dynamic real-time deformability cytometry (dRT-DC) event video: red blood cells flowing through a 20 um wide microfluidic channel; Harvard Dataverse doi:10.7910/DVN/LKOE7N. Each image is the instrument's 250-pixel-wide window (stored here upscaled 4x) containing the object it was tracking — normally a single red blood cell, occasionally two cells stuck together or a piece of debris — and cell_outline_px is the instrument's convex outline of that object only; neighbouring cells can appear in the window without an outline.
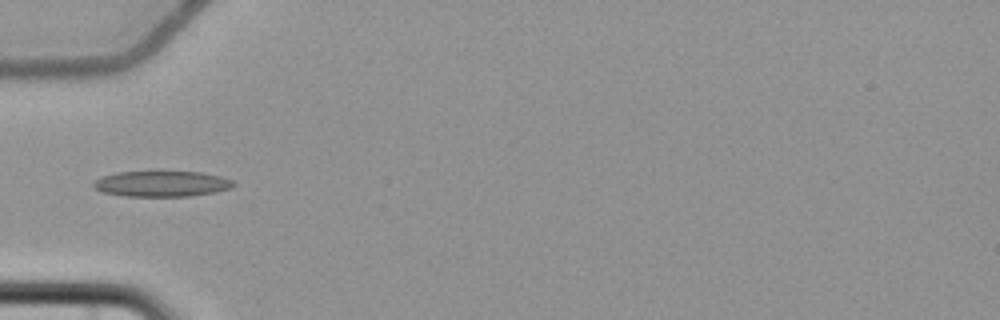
{"species": "common noctule bat (a hibernating species)", "species_latin": "Nyctalus noctula", "temperature_condition": "cold", "stored_images_in_passage": 7, "camera_frame_rate_fps": 3000, "um_per_image_px": 0.085, "animal": {"sex": "female", "body_mass_g": 22.7, "forearm_length_mm": 54.2}, "frame": {"image": 1, "passage_image": 6, "time_ms": 6.667, "image_size_px": [1000, 320], "cell_outline_px": [[236, 184], [232, 188], [216, 192], [192, 196], [124, 196], [104, 192], [96, 188], [92, 184], [96, 180], [104, 176], [116, 172], [200, 172], [220, 176], [232, 180]], "centroid_in_image_um": [13.8, 15.63], "position_along_channel_um": 71.2, "area_um2": 20.81}}
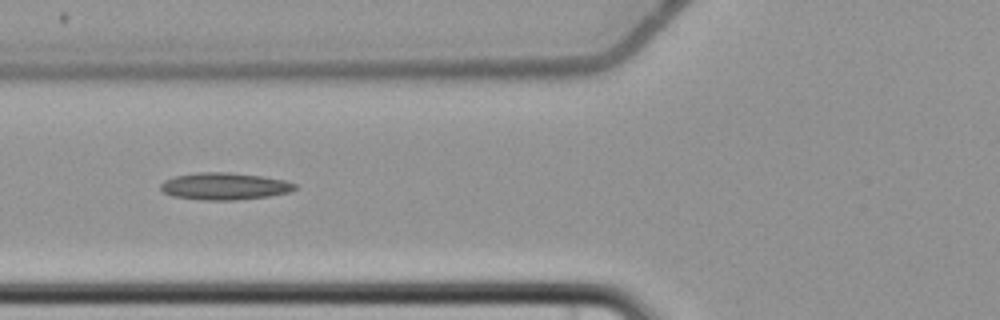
{"frame": {"image": 2, "passage_image": 7, "time_ms": 7.667, "image_size_px": [1000, 320], "cell_outline_px": [[296, 188], [288, 192], [268, 196], [236, 200], [204, 200], [172, 196], [164, 192], [160, 188], [160, 184], [164, 180], [176, 176], [196, 172], [228, 172], [260, 176], [284, 180], [296, 184]], "centroid_in_image_um": [19.05, 15.83], "position_along_channel_um": 106.8, "area_um2": 21.04}}